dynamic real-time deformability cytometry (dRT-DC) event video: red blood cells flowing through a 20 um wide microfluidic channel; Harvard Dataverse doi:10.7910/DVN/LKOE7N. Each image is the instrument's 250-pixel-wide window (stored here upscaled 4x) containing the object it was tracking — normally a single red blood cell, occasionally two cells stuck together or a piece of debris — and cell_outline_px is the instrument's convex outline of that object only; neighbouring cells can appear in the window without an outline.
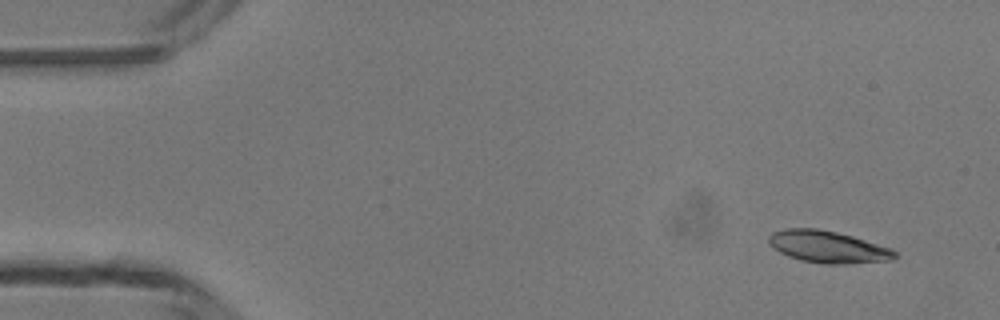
{"species": "common noctule bat (a hibernating species)", "species_latin": "Nyctalus noctula", "temperature_condition": "room temperature", "stored_images_in_passage": 4, "camera_frame_rate_fps": 3000, "um_per_image_px": 0.085, "animal": {"sex": "male", "body_mass_g": 13.3}, "frame": {"image": 1, "passage_image": 1, "time_ms": 0.0, "image_size_px": [1000, 320], "cell_outline_px": [[896, 256], [892, 260], [848, 264], [824, 264], [800, 260], [788, 256], [780, 252], [768, 240], [768, 236], [772, 232], [784, 228], [816, 228], [836, 232], [852, 236], [892, 248], [896, 252]], "centroid_in_image_um": [70.39, 20.98], "position_along_channel_um": 14.6, "area_um2": 23.47}}
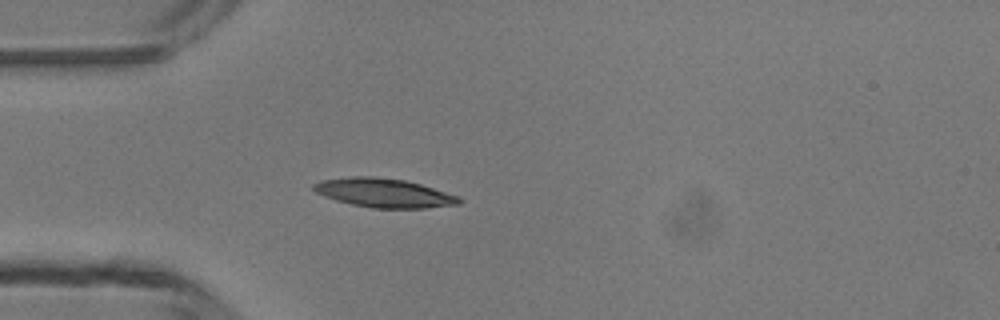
{"frame": {"image": 2, "passage_image": 4, "time_ms": 3.333, "image_size_px": [1000, 320], "cell_outline_px": [[464, 200], [460, 204], [424, 208], [372, 208], [352, 204], [336, 200], [324, 196], [316, 192], [312, 188], [312, 184], [320, 180], [352, 176], [376, 176], [404, 180], [420, 184], [460, 196]], "centroid_in_image_um": [32.64, 16.39], "position_along_channel_um": 52.4, "area_um2": 24.68}}